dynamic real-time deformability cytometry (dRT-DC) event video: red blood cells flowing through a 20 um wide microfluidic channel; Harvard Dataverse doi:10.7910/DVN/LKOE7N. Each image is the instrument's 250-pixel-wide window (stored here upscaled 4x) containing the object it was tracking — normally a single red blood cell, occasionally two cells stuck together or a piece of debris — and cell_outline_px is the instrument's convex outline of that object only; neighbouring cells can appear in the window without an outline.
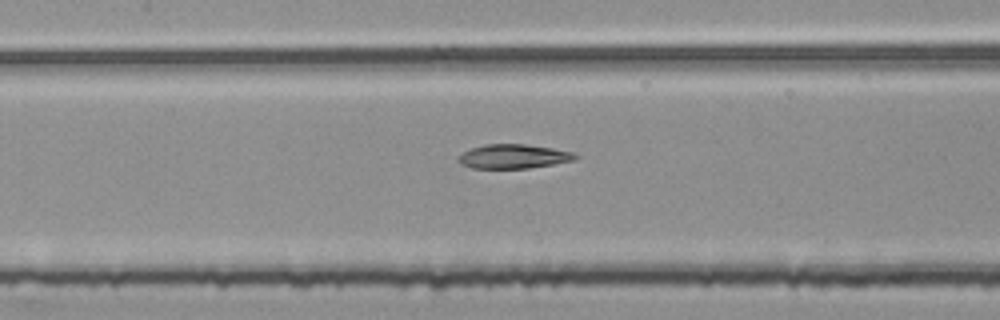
{"species": "common noctule bat (a hibernating species)", "species_latin": "Nyctalus noctula", "temperature_condition": "room temperature", "stored_images_in_passage": 42, "segment_of_instrument_passage": [2, 2], "camera_frame_rate_fps": 3000, "um_per_image_px": 0.085, "animal": {"sex": "female", "body_mass_g": 25.1}, "frame": {"image": 1, "passage_image": 13, "time_ms": 4.0, "image_size_px": [1000, 320], "cell_outline_px": [[580, 156], [576, 160], [528, 168], [472, 168], [460, 164], [456, 160], [456, 156], [472, 148], [484, 144], [524, 144], [552, 148], [576, 152]], "centroid_in_image_um": [43.65, 13.29], "position_along_channel_um": 163.7, "area_um2": 16.65}}
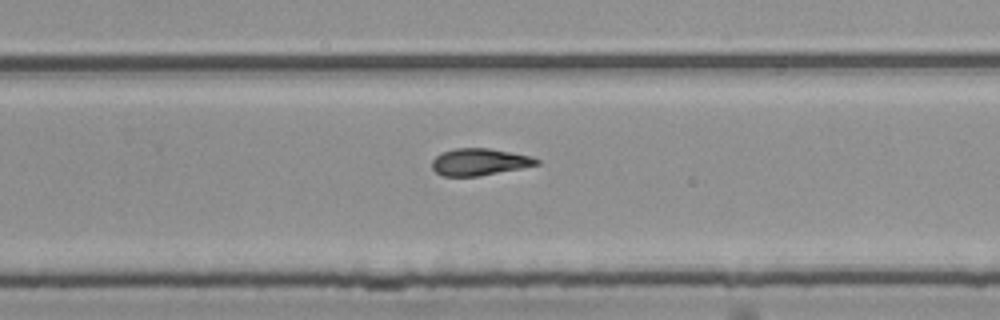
{"frame": {"image": 2, "passage_image": 23, "time_ms": 7.333, "image_size_px": [1000, 320], "cell_outline_px": [[540, 164], [520, 168], [476, 176], [444, 176], [436, 172], [432, 168], [432, 160], [440, 152], [456, 148], [488, 148], [512, 152], [528, 156], [540, 160]], "centroid_in_image_um": [40.71, 13.75], "position_along_channel_um": 289.1, "area_um2": 16.24}}
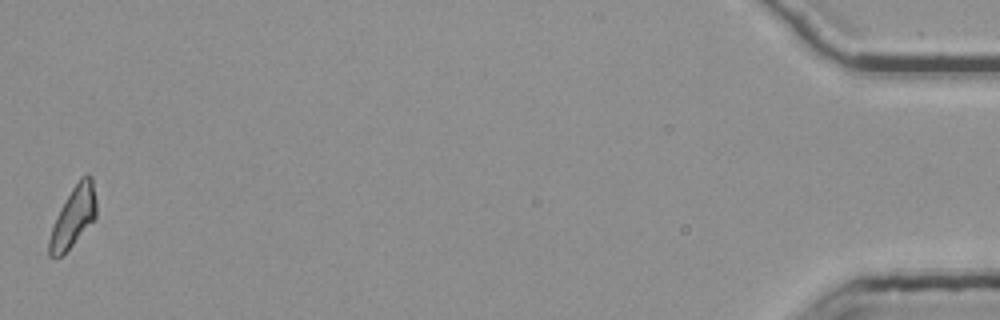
{"frame": {"image": 3, "passage_image": 42, "time_ms": 13.667, "image_size_px": [1000, 320], "cell_outline_px": [[96, 216], [72, 244], [60, 256], [48, 256], [48, 240], [56, 216], [60, 208], [72, 188], [80, 176], [88, 172], [92, 176], [96, 200]], "centroid_in_image_um": [6.23, 18.35], "position_along_channel_um": 429.0, "area_um2": 16.24}}